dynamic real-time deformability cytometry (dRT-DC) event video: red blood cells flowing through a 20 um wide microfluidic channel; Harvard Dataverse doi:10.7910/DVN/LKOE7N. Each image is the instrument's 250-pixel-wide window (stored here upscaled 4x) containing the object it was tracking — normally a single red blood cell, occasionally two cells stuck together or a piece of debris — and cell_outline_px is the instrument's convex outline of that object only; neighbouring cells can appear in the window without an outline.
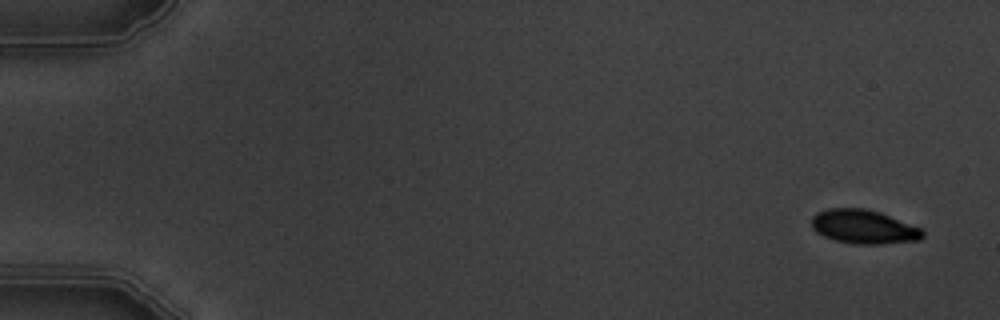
{"species": "common noctule bat (a hibernating species)", "species_latin": "Nyctalus noctula", "temperature_condition": "warm", "stored_images_in_passage": 6, "camera_frame_rate_fps": 3000, "um_per_image_px": 0.085, "animal": {"sex": "male", "body_mass_g": 19.5, "forearm_length_mm": 54.6}, "frame": {"image": 1, "passage_image": 1, "time_ms": 0.0, "image_size_px": [1000, 320], "cell_outline_px": [[924, 236], [920, 240], [880, 244], [856, 244], [836, 240], [824, 236], [816, 232], [812, 228], [812, 216], [816, 212], [828, 208], [864, 208], [880, 212], [920, 228], [924, 232]], "centroid_in_image_um": [73.4, 19.27], "position_along_channel_um": 11.6, "area_um2": 21.91}}
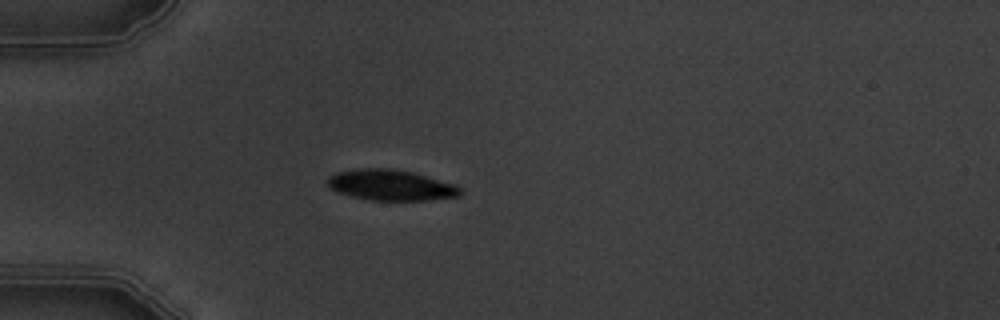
{"frame": {"image": 2, "passage_image": 5, "time_ms": 4.667, "image_size_px": [1000, 320], "cell_outline_px": [[464, 192], [460, 196], [424, 200], [368, 200], [352, 196], [328, 188], [328, 176], [336, 172], [360, 168], [392, 168], [412, 172], [456, 184]], "centroid_in_image_um": [33.23, 15.73], "position_along_channel_um": 51.8, "area_um2": 23.81}}